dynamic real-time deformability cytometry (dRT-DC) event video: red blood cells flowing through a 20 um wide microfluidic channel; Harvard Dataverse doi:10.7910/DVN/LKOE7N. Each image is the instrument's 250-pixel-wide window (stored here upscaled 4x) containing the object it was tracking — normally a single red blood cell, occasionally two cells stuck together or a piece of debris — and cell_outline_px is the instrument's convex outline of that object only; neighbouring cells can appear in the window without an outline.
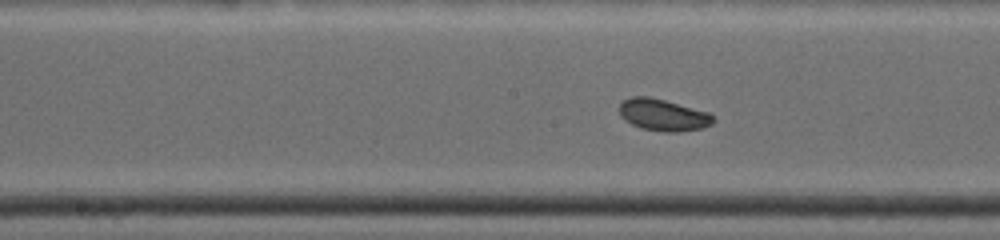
{"species": "common noctule bat (a hibernating species)", "species_latin": "Nyctalus noctula", "temperature_condition": "warm", "stored_images_in_passage": 31, "camera_frame_rate_fps": 4500, "um_per_image_px": 0.085, "animal": {"sex": "female", "body_mass_g": 19.0, "forearm_length_mm": 53.3}, "frame": {"image": 1, "passage_image": 18, "time_ms": 5.333, "image_size_px": [1000, 240], "cell_outline_px": [[716, 120], [712, 124], [704, 128], [680, 132], [664, 132], [640, 128], [624, 120], [620, 116], [620, 104], [624, 100], [632, 96], [648, 96], [664, 100], [708, 112], [716, 116]], "centroid_in_image_um": [56.4, 9.78], "position_along_channel_um": 191.8, "area_um2": 17.57}}
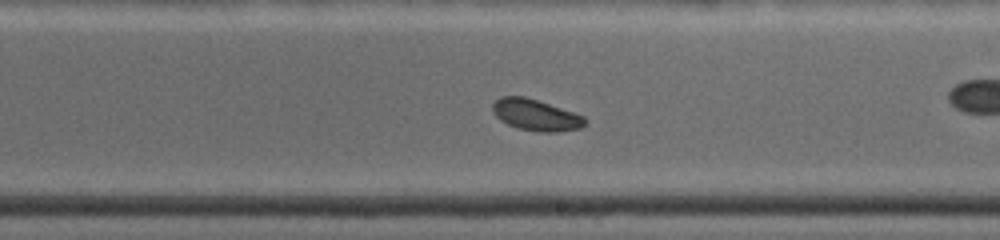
{"frame": {"image": 2, "passage_image": 22, "time_ms": 6.667, "image_size_px": [1000, 240], "cell_outline_px": [[588, 124], [580, 128], [556, 132], [536, 132], [520, 128], [508, 124], [500, 120], [492, 112], [492, 104], [500, 96], [524, 96], [584, 116]], "centroid_in_image_um": [45.53, 9.78], "position_along_channel_um": 243.5, "area_um2": 16.76}}
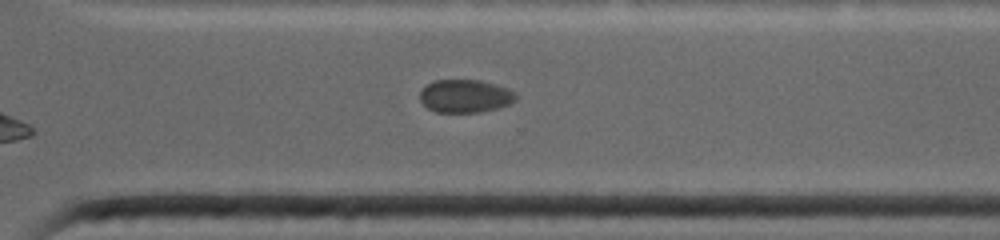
{"frame": {"image": 3, "passage_image": 31, "time_ms": 10.0, "image_size_px": [1000, 240], "cell_outline_px": [[516, 100], [508, 104], [496, 108], [480, 112], [436, 112], [428, 108], [420, 100], [420, 92], [428, 84], [436, 80], [480, 80], [496, 84], [508, 88], [516, 92]], "centroid_in_image_um": [39.56, 8.16], "position_along_channel_um": 331.0, "area_um2": 18.38}}